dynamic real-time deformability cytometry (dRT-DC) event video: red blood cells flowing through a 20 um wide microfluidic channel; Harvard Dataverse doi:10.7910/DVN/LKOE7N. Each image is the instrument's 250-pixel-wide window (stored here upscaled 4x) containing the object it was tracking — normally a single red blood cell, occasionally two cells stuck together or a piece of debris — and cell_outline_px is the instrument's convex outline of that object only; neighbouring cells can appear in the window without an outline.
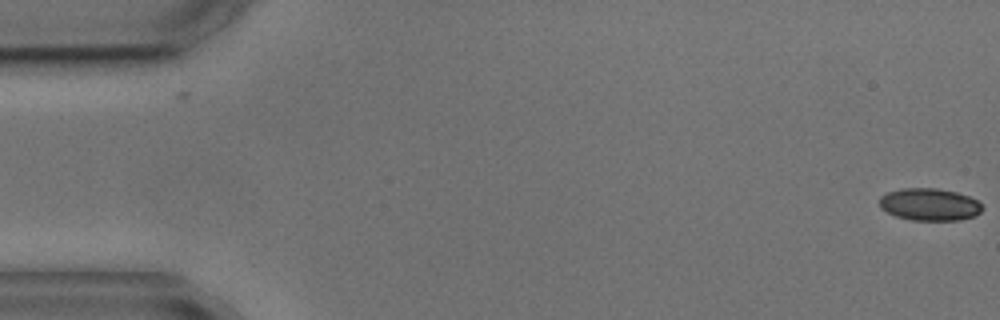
{"species": "common noctule bat (a hibernating species)", "species_latin": "Nyctalus noctula", "temperature_condition": "cold", "stored_images_in_passage": 4, "camera_frame_rate_fps": 3000, "um_per_image_px": 0.085, "animal": {"sex": "male", "body_mass_g": 17.9, "forearm_length_mm": 54.2}, "frame": {"image": 1, "passage_image": 1, "time_ms": 0.0, "image_size_px": [1000, 320], "cell_outline_px": [[984, 208], [976, 216], [960, 220], [912, 220], [896, 216], [880, 208], [880, 196], [888, 192], [900, 188], [936, 188], [956, 192], [968, 196], [976, 200]], "centroid_in_image_um": [79.01, 17.38], "position_along_channel_um": 6.0, "area_um2": 19.36}}